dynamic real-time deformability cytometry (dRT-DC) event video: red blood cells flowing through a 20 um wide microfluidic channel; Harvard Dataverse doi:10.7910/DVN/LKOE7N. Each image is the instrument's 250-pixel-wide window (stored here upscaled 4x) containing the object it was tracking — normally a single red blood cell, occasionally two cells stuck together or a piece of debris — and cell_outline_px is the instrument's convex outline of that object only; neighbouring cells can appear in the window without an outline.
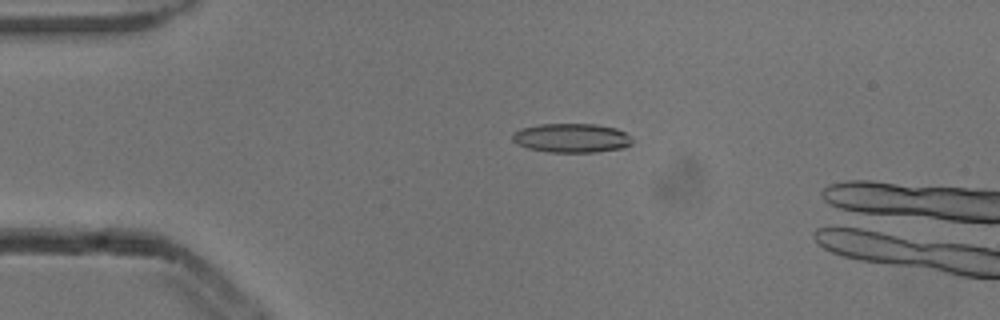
{"species": "common noctule bat (a hibernating species)", "species_latin": "Nyctalus noctula", "temperature_condition": "cold", "stored_images_in_passage": 6, "camera_frame_rate_fps": 3000, "um_per_image_px": 0.085, "animal": {"sex": "male", "body_mass_g": 13.3}, "frame": {"image": 1, "passage_image": 4, "time_ms": 1.0, "image_size_px": [1000, 320], "cell_outline_px": [[632, 144], [624, 148], [596, 152], [548, 152], [528, 148], [516, 144], [512, 140], [512, 132], [520, 128], [540, 124], [596, 124], [616, 128], [632, 136]], "centroid_in_image_um": [48.58, 11.73], "position_along_channel_um": 36.4, "area_um2": 20.58}}